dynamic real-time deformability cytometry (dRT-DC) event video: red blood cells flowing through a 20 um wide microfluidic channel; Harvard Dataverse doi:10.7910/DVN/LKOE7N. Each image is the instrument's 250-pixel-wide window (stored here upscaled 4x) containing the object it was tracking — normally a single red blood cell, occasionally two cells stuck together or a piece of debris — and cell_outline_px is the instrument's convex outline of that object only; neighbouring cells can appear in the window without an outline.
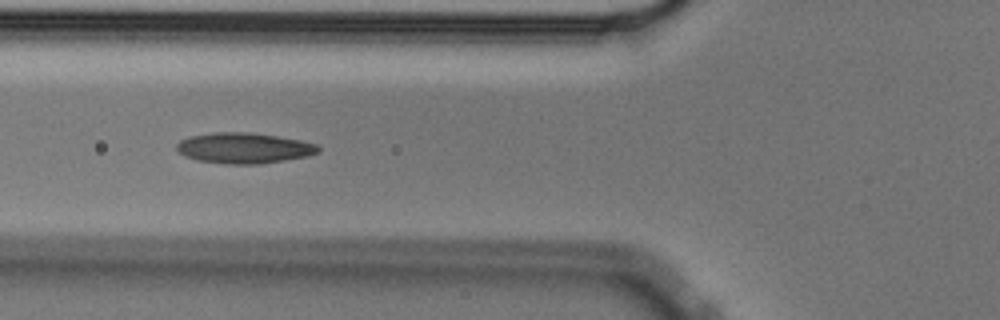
{"species": "Egyptian fruit bat (a non-hibernating species)", "species_latin": "Rousettus aegyptiacus", "temperature_condition": "cold", "stored_images_in_passage": 42, "camera_frame_rate_fps": 3000, "um_per_image_px": 0.085, "animal": {"sex": "male"}, "frame": {"image": 1, "passage_image": 7, "time_ms": 2.0, "image_size_px": [1000, 320], "cell_outline_px": [[320, 152], [308, 156], [260, 164], [224, 164], [196, 160], [184, 156], [176, 148], [176, 144], [180, 140], [188, 136], [212, 132], [248, 132], [276, 136], [300, 140], [316, 144], [320, 148]], "centroid_in_image_um": [20.71, 12.58], "position_along_channel_um": 105.1, "area_um2": 25.43}}
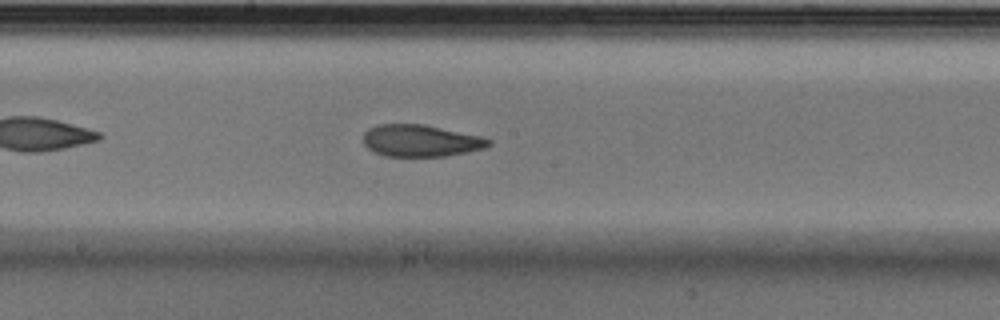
{"frame": {"image": 2, "passage_image": 16, "time_ms": 5.0, "image_size_px": [1000, 320], "cell_outline_px": [[492, 144], [484, 148], [448, 156], [384, 156], [368, 148], [364, 144], [364, 132], [368, 128], [376, 124], [424, 124], [480, 136], [492, 140]], "centroid_in_image_um": [35.75, 11.95], "position_along_channel_um": 212.4, "area_um2": 23.29}}
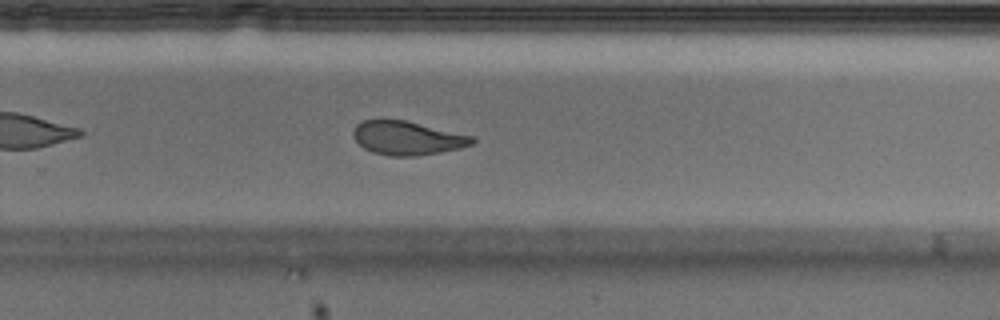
{"frame": {"image": 3, "passage_image": 23, "time_ms": 7.333, "image_size_px": [1000, 320], "cell_outline_px": [[476, 140], [472, 144], [460, 148], [440, 152], [416, 156], [392, 156], [372, 152], [364, 148], [352, 136], [352, 132], [356, 124], [364, 120], [404, 120], [472, 136]], "centroid_in_image_um": [34.59, 11.74], "position_along_channel_um": 295.2, "area_um2": 23.12}, "authors_computed_cell_mechanics": {"area_um2": 24.565, "velocity_mm_per_s": 3.56, "shape_relaxation_time_tau1_ms": 5.5946, "shape_relaxation_time_tau2_ms": 2.7339, "deformation_change_tau1": 0.1546, "deformation_change_tau2": 0.0851}}